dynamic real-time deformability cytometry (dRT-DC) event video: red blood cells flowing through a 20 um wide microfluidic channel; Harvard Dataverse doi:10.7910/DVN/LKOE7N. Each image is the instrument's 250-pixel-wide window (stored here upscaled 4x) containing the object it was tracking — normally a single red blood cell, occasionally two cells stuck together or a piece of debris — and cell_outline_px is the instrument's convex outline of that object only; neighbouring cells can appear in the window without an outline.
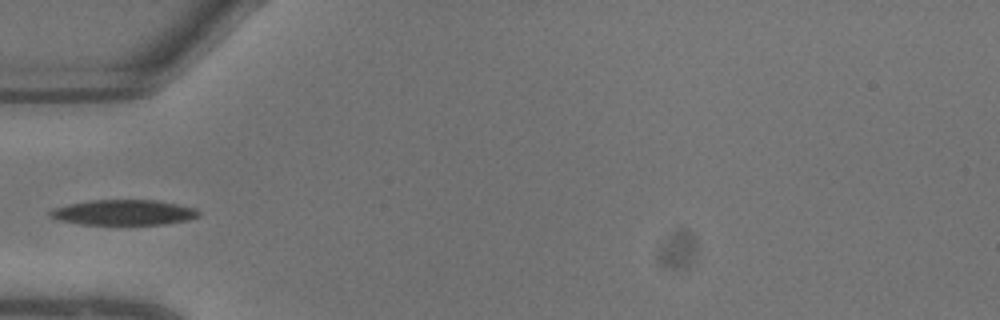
{"species": "common noctule bat (a hibernating species)", "species_latin": "Nyctalus noctula", "temperature_condition": "warm", "stored_images_in_passage": 3, "camera_frame_rate_fps": 3000, "um_per_image_px": 0.085, "animal": {"sex": "male", "body_mass_g": 13.3}, "frame": {"image": 1, "passage_image": 1, "time_ms": 0.0, "image_size_px": [1000, 320], "cell_outline_px": [[200, 216], [188, 220], [164, 224], [80, 224], [56, 220], [48, 216], [48, 212], [52, 208], [68, 204], [88, 200], [156, 200], [180, 204], [196, 208], [200, 212]], "centroid_in_image_um": [10.49, 18.05], "position_along_channel_um": 74.5, "area_um2": 22.2}}
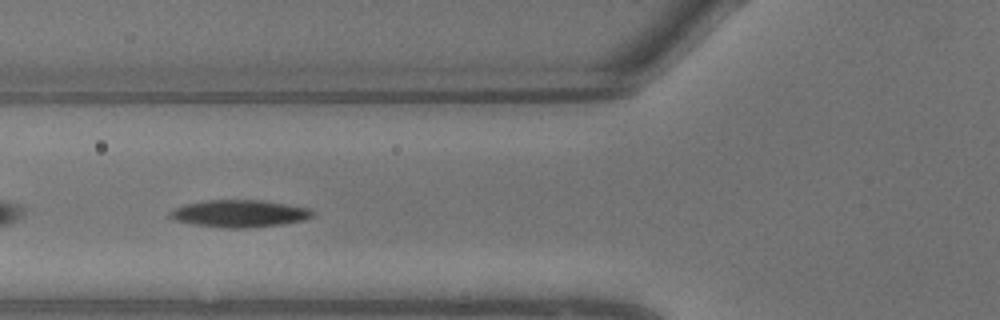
{"frame": {"image": 2, "passage_image": 2, "time_ms": 0.333, "image_size_px": [1000, 320], "cell_outline_px": [[316, 212], [312, 216], [304, 220], [280, 224], [244, 228], [224, 228], [196, 224], [172, 220], [168, 216], [168, 212], [172, 208], [184, 204], [208, 200], [264, 200], [288, 204], [308, 208]], "centroid_in_image_um": [20.31, 18.14], "position_along_channel_um": 105.5, "area_um2": 22.72}}